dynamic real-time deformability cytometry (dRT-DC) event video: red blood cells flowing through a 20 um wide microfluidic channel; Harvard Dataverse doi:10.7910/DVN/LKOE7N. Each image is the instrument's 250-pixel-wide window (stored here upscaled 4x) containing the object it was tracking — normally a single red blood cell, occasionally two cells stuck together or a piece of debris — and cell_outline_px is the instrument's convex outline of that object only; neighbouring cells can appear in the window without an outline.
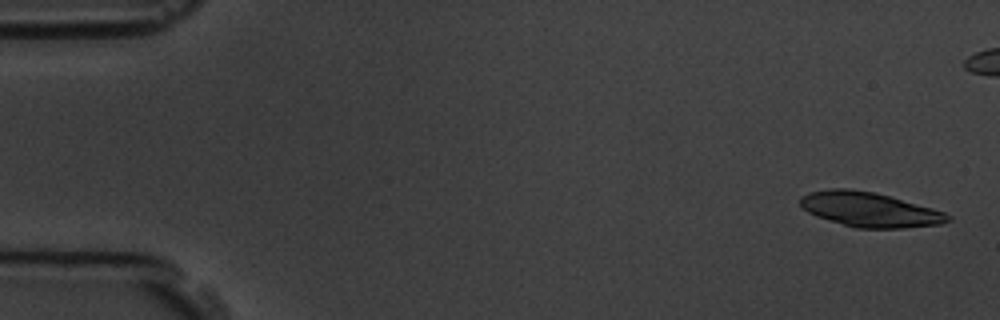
{"species": "common noctule bat (a hibernating species)", "species_latin": "Nyctalus noctula", "temperature_condition": "room temperature", "stored_images_in_passage": 5, "camera_frame_rate_fps": 3000, "um_per_image_px": 0.085, "animal": {"sex": "male", "body_mass_g": 19.5, "forearm_length_mm": 54.6}, "frame": {"image": 1, "passage_image": 1, "time_ms": 0.0, "image_size_px": [1000, 320], "cell_outline_px": [[952, 220], [940, 224], [904, 228], [856, 228], [816, 216], [808, 212], [800, 204], [800, 196], [808, 192], [828, 188], [852, 188], [876, 192], [932, 208], [944, 212], [952, 216]], "centroid_in_image_um": [73.91, 17.8], "position_along_channel_um": 11.1, "area_um2": 29.94}}